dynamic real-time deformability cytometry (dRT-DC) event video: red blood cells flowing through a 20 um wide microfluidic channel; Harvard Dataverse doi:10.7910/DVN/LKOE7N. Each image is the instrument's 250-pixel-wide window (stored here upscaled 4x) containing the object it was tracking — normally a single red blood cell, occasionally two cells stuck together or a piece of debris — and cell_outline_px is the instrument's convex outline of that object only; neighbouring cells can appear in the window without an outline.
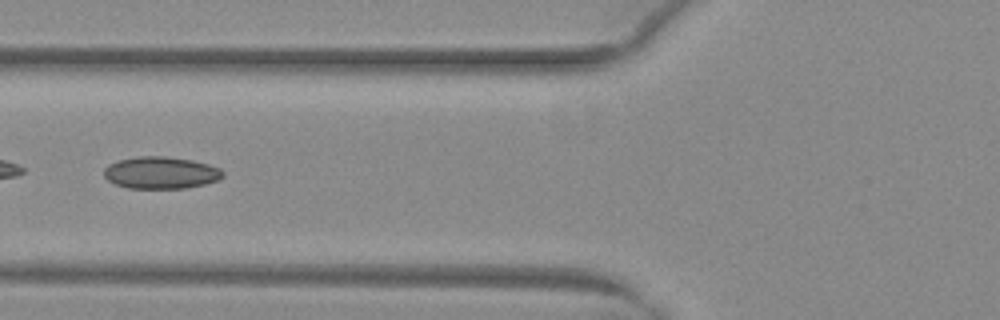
{"species": "common noctule bat (a hibernating species)", "species_latin": "Nyctalus noctula", "temperature_condition": "warm", "stored_images_in_passage": 41, "camera_frame_rate_fps": 3000, "um_per_image_px": 0.085, "animal": {"sex": "female", "body_mass_g": 29.2, "forearm_length_mm": 56.3}, "frame": {"image": 1, "passage_image": 12, "time_ms": 3.667, "image_size_px": [1000, 320], "cell_outline_px": [[224, 176], [216, 180], [204, 184], [184, 188], [128, 188], [116, 184], [108, 180], [104, 176], [104, 168], [108, 164], [120, 160], [140, 156], [164, 156], [192, 160], [208, 164], [220, 168], [224, 172]], "centroid_in_image_um": [13.67, 14.68], "position_along_channel_um": 112.1, "area_um2": 22.08}}
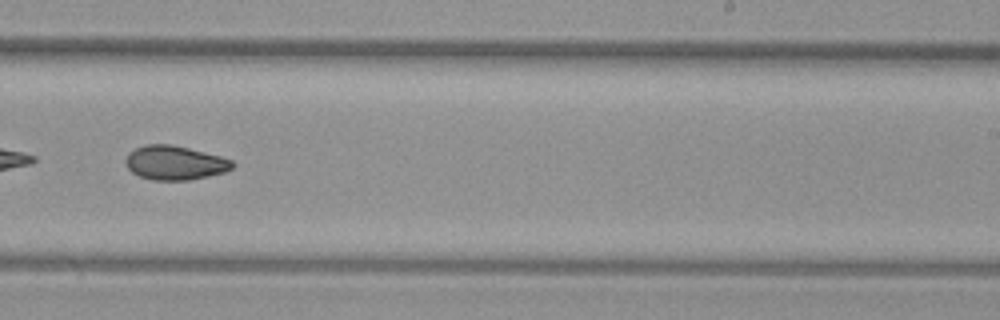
{"frame": {"image": 2, "passage_image": 24, "time_ms": 7.667, "image_size_px": [1000, 320], "cell_outline_px": [[236, 164], [232, 168], [224, 172], [208, 176], [188, 180], [152, 180], [140, 176], [132, 172], [128, 168], [124, 160], [128, 152], [144, 144], [172, 144], [220, 156], [232, 160]], "centroid_in_image_um": [14.84, 13.83], "position_along_channel_um": 274.2, "area_um2": 21.27}}
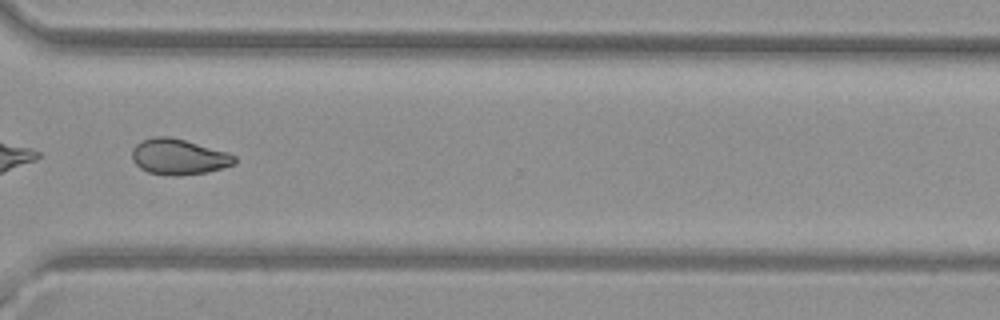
{"frame": {"image": 3, "passage_image": 30, "time_ms": 9.667, "image_size_px": [1000, 320], "cell_outline_px": [[236, 164], [224, 168], [208, 172], [180, 176], [172, 176], [148, 172], [140, 168], [132, 160], [132, 148], [140, 140], [152, 136], [168, 136], [184, 140], [228, 152], [236, 156]], "centroid_in_image_um": [15.19, 13.33], "position_along_channel_um": 355.4, "area_um2": 21.62}, "authors_computed_cell_mechanics": {"area_um2": 21.5594, "velocity_mm_per_s": 4.0562, "shape_relaxation_time_tau1_ms": null, "shape_relaxation_time_tau2_ms": 3.3685, "deformation_change_tau1": null, "deformation_change_tau2": 0.0631}}